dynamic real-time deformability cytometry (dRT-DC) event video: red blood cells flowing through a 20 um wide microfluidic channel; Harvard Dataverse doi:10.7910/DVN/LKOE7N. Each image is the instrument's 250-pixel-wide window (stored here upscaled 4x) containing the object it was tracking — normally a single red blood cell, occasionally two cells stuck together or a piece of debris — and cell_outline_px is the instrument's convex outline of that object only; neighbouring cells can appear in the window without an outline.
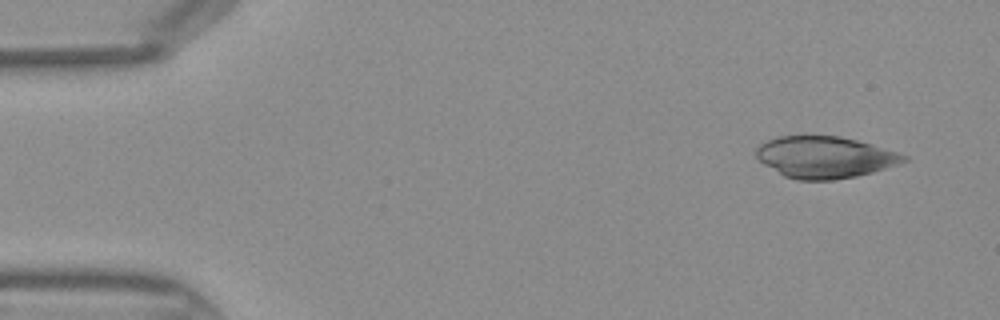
{"species": "Egyptian fruit bat (a non-hibernating species)", "species_latin": "Rousettus aegyptiacus", "temperature_condition": "warm", "stored_images_in_passage": 42, "camera_frame_rate_fps": 3000, "um_per_image_px": 0.085, "frame": {"image": 1, "passage_image": 1, "time_ms": 0.0, "image_size_px": [1000, 320], "cell_outline_px": [[908, 160], [872, 172], [856, 176], [832, 180], [796, 180], [784, 176], [764, 164], [756, 156], [756, 148], [760, 144], [776, 136], [840, 136], [872, 144], [908, 156]], "centroid_in_image_um": [70.08, 13.36], "position_along_channel_um": 14.9, "area_um2": 35.55}}